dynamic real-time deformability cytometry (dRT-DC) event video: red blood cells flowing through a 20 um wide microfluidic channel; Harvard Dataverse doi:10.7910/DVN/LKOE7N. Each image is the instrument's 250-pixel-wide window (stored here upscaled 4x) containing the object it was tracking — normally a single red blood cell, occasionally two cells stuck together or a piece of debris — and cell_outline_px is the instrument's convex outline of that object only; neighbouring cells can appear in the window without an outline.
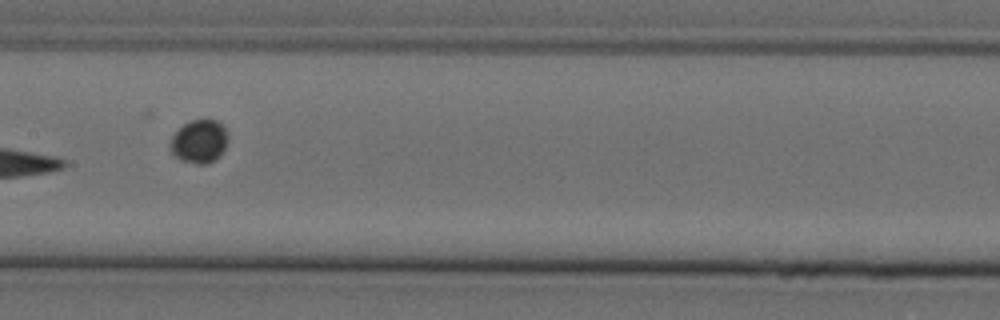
{"species": "Egyptian fruit bat (a non-hibernating species)", "species_latin": "Rousettus aegyptiacus", "temperature_condition": "cold", "stored_images_in_passage": 9, "camera_frame_rate_fps": 3000, "um_per_image_px": 0.085, "animal": {"sex": "female"}, "frame": {"image": 1, "passage_image": 7, "time_ms": 2.0, "image_size_px": [1000, 320], "cell_outline_px": [[228, 140], [220, 156], [208, 164], [196, 164], [180, 160], [172, 152], [168, 144], [172, 136], [184, 124], [192, 120], [216, 120], [224, 128], [228, 136]], "centroid_in_image_um": [16.93, 12.04], "position_along_channel_um": 190.5, "area_um2": 14.51}}